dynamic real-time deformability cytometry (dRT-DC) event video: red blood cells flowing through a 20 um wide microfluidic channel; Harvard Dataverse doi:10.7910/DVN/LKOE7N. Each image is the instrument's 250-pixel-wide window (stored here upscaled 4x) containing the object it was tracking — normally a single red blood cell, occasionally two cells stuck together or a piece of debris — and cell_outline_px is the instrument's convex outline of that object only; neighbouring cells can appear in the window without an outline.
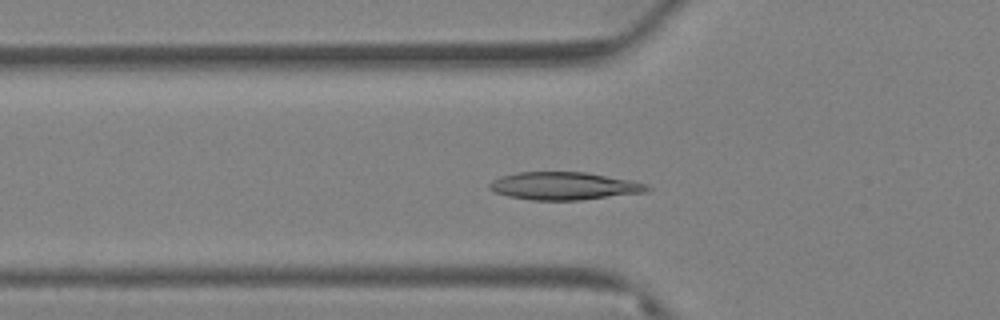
{"species": "Egyptian fruit bat (a non-hibernating species)", "species_latin": "Rousettus aegyptiacus", "temperature_condition": "warm", "stored_images_in_passage": 60, "camera_frame_rate_fps": 3000, "um_per_image_px": 0.085, "animal": {"sex": "female"}, "frame": {"image": 1, "passage_image": 17, "time_ms": 5.333, "image_size_px": [1000, 320], "cell_outline_px": [[652, 188], [648, 192], [580, 200], [532, 200], [508, 196], [496, 192], [488, 188], [488, 184], [492, 180], [504, 176], [520, 172], [588, 172], [632, 180], [648, 184]], "centroid_in_image_um": [48.01, 15.81], "position_along_channel_um": 77.8, "area_um2": 25.61}}
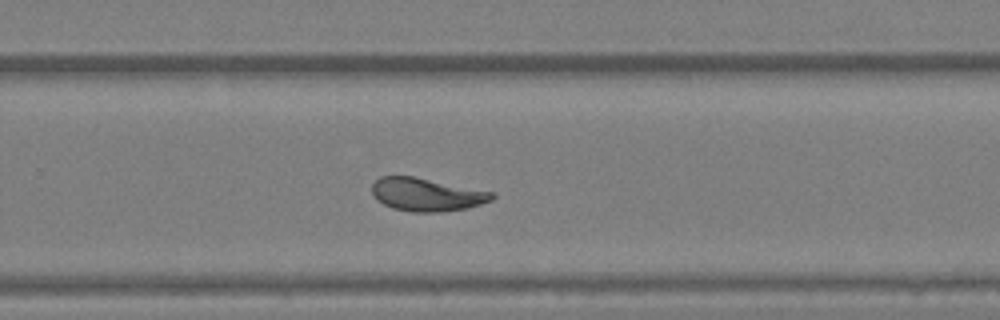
{"frame": {"image": 2, "passage_image": 38, "time_ms": 12.333, "image_size_px": [1000, 320], "cell_outline_px": [[496, 196], [492, 200], [468, 208], [440, 212], [412, 212], [392, 208], [376, 200], [372, 192], [372, 184], [380, 176], [412, 176], [496, 192]], "centroid_in_image_um": [36.28, 16.54], "position_along_channel_um": 293.5, "area_um2": 23.29}}
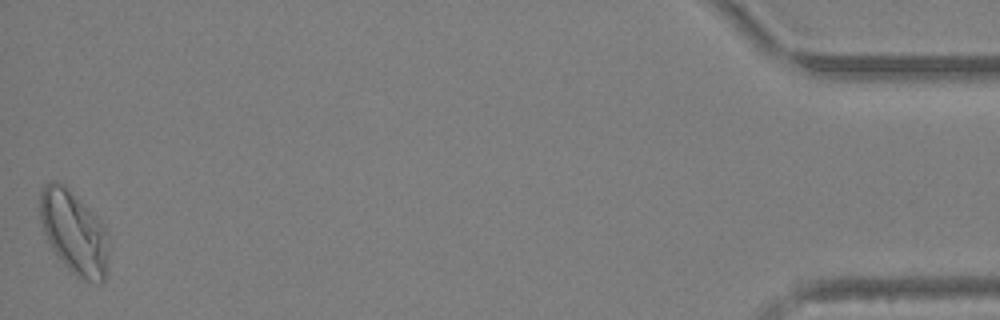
{"frame": {"image": 3, "passage_image": 60, "time_ms": 19.667, "image_size_px": [1000, 320], "cell_outline_px": [[108, 232], [104, 280], [100, 284], [96, 284], [84, 280], [76, 276], [64, 264], [52, 248], [44, 232], [40, 220], [40, 192], [44, 184], [52, 180], [56, 180], [64, 184], [104, 224]], "centroid_in_image_um": [6.27, 19.73], "position_along_channel_um": 428.9, "area_um2": 33.06}, "authors_computed_cell_mechanics": {"area_um2": 24.2471, "velocity_mm_per_s": 3.0883, "shape_relaxation_time_tau1_ms": 4.438, "shape_relaxation_time_tau2_ms": 1.7437, "deformation_change_tau1": 0.1366, "deformation_change_tau2": 0.0626}}